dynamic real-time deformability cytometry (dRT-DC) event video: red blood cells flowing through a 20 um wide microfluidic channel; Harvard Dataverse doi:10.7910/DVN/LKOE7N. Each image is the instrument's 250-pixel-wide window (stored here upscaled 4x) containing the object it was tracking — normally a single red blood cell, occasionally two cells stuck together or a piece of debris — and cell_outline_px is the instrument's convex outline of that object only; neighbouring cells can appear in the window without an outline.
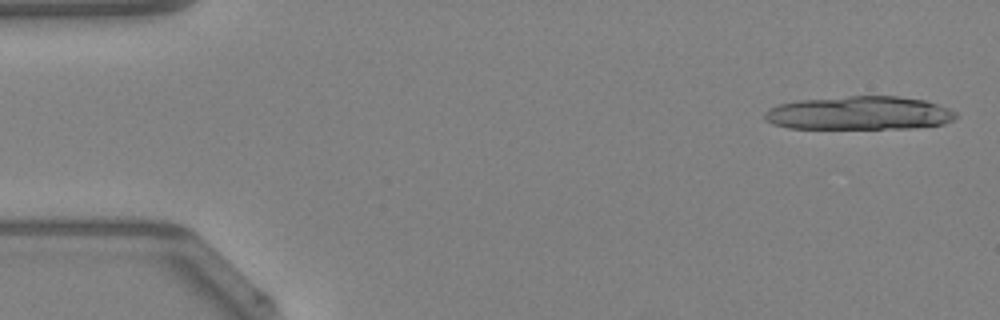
{"species": "Egyptian fruit bat (a non-hibernating species)", "species_latin": "Rousettus aegyptiacus", "temperature_condition": "warm", "stored_images_in_passage": 3, "camera_frame_rate_fps": 3000, "um_per_image_px": 0.085, "animal": {"sex": "female"}, "frame": {"image": 1, "passage_image": 1, "time_ms": 0.0, "image_size_px": [1000, 320], "cell_outline_px": [[960, 116], [956, 120], [944, 124], [912, 128], [788, 128], [772, 124], [764, 120], [764, 112], [768, 108], [780, 104], [800, 100], [848, 96], [900, 96], [924, 100], [948, 108], [956, 112]], "centroid_in_image_um": [73.06, 9.62], "position_along_channel_um": 11.9, "area_um2": 37.57}}